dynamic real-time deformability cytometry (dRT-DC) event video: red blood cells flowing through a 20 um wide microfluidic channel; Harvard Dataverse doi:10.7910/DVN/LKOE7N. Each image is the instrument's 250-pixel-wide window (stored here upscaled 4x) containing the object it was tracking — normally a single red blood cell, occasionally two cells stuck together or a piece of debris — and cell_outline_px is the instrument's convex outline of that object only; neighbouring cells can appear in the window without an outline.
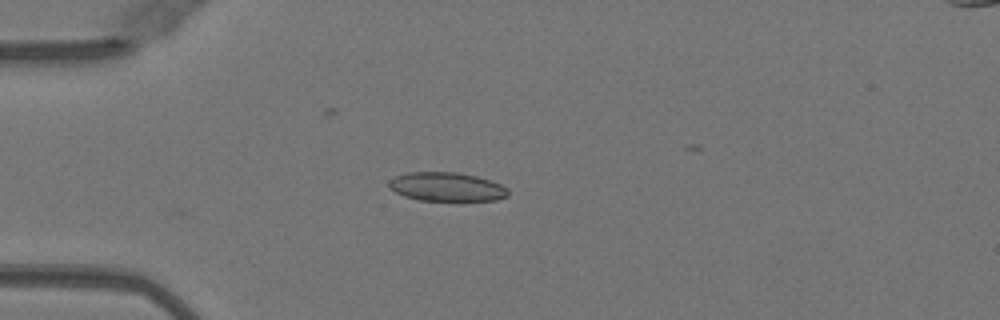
{"species": "Egyptian fruit bat (a non-hibernating species)", "species_latin": "Rousettus aegyptiacus", "temperature_condition": "warm", "stored_images_in_passage": 36, "camera_frame_rate_fps": 3000, "um_per_image_px": 0.085, "animal": {"sex": "female"}, "frame": {"image": 1, "passage_image": 1, "time_ms": 0.0, "image_size_px": [1000, 320], "cell_outline_px": [[508, 196], [496, 200], [420, 200], [404, 196], [388, 188], [388, 180], [396, 176], [408, 172], [456, 172], [476, 176], [500, 184], [508, 188]], "centroid_in_image_um": [37.94, 15.87], "position_along_channel_um": 47.1, "area_um2": 19.94}}
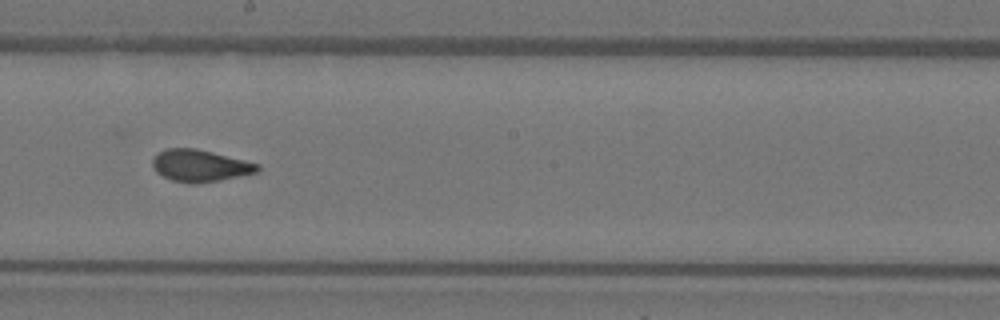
{"frame": {"image": 2, "passage_image": 16, "time_ms": 5.0, "image_size_px": [1000, 320], "cell_outline_px": [[260, 168], [256, 172], [196, 184], [188, 184], [172, 180], [156, 172], [152, 164], [152, 160], [160, 152], [168, 148], [196, 148], [260, 164]], "centroid_in_image_um": [16.98, 14.08], "position_along_channel_um": 231.2, "area_um2": 19.19}}
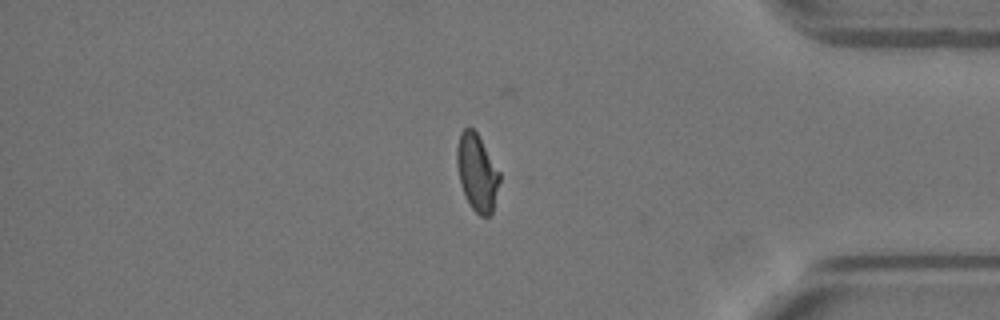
{"frame": {"image": 3, "passage_image": 30, "time_ms": 9.667, "image_size_px": [1000, 320], "cell_outline_px": [[500, 180], [492, 212], [488, 216], [480, 216], [472, 208], [460, 184], [456, 164], [456, 148], [460, 132], [464, 128], [472, 128], [476, 132], [500, 172]], "centroid_in_image_um": [40.53, 14.65], "position_along_channel_um": 394.7, "area_um2": 18.96}, "authors_computed_cell_mechanics": {"area_um2": 19.3341, "velocity_mm_per_s": 4.0467, "shape_relaxation_time_tau1_ms": null, "shape_relaxation_time_tau2_ms": 0.9914, "deformation_change_tau1": null, "deformation_change_tau2": 0.0581}}